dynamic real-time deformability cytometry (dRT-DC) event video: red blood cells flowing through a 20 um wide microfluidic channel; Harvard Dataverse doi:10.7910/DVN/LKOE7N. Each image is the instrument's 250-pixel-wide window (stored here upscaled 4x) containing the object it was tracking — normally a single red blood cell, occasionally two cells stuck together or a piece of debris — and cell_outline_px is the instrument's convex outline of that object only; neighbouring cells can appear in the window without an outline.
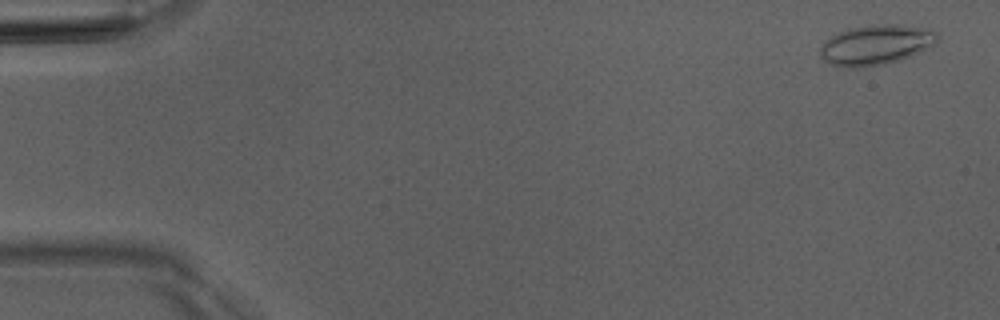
{"species": "Egyptian fruit bat (a non-hibernating species)", "species_latin": "Rousettus aegyptiacus", "temperature_condition": "room temperature", "stored_images_in_passage": 4, "camera_frame_rate_fps": 3000, "um_per_image_px": 0.085, "animal": {"sex": "male"}, "frame": {"image": 1, "passage_image": 1, "time_ms": 0.0, "image_size_px": [1000, 320], "cell_outline_px": [[940, 40], [920, 52], [900, 60], [884, 64], [864, 68], [840, 68], [824, 60], [820, 56], [820, 48], [832, 36], [840, 32], [852, 28], [872, 24], [904, 24], [932, 28], [940, 36]], "centroid_in_image_um": [74.52, 3.81], "position_along_channel_um": 10.5, "area_um2": 27.69}}